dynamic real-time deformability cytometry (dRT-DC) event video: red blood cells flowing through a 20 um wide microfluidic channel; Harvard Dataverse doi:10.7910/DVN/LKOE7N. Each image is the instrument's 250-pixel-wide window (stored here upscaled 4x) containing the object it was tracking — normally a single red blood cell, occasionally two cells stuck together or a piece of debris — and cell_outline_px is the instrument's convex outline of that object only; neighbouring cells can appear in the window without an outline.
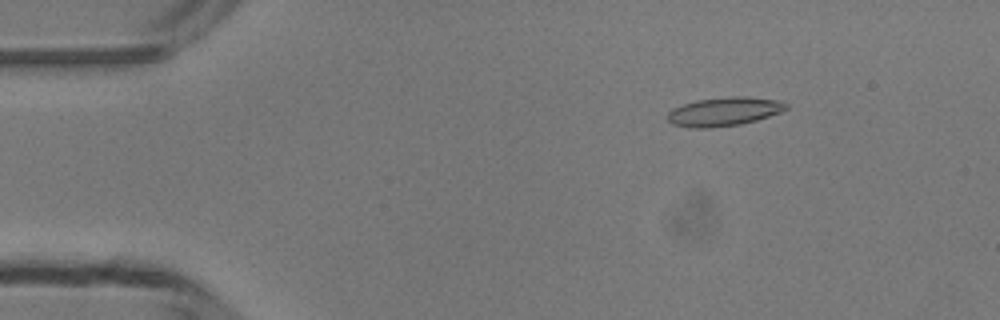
{"species": "common noctule bat (a hibernating species)", "species_latin": "Nyctalus noctula", "temperature_condition": "room temperature", "stored_images_in_passage": 37, "camera_frame_rate_fps": 3000, "um_per_image_px": 0.085, "animal": {"sex": "male", "body_mass_g": 13.3}, "frame": {"image": 1, "passage_image": 7, "time_ms": 2.0, "image_size_px": [1000, 320], "cell_outline_px": [[788, 108], [780, 112], [756, 120], [740, 124], [708, 128], [688, 128], [672, 124], [668, 120], [668, 112], [672, 108], [696, 100], [728, 96], [744, 96], [780, 100], [788, 104]], "centroid_in_image_um": [61.54, 9.48], "position_along_channel_um": 23.5, "area_um2": 19.94}}
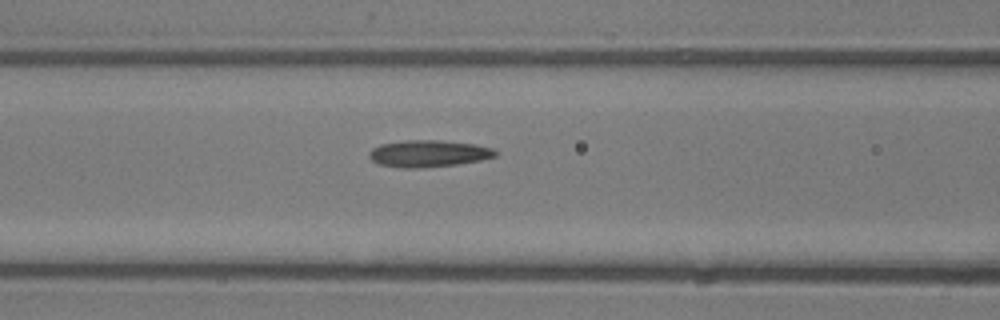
{"frame": {"image": 2, "passage_image": 20, "time_ms": 6.333, "image_size_px": [1000, 320], "cell_outline_px": [[496, 156], [480, 160], [456, 164], [416, 168], [404, 168], [380, 164], [372, 160], [368, 156], [368, 152], [372, 148], [380, 144], [404, 140], [440, 140], [476, 144], [492, 148], [496, 152]], "centroid_in_image_um": [36.39, 13.04], "position_along_channel_um": 130.2, "area_um2": 19.65}}
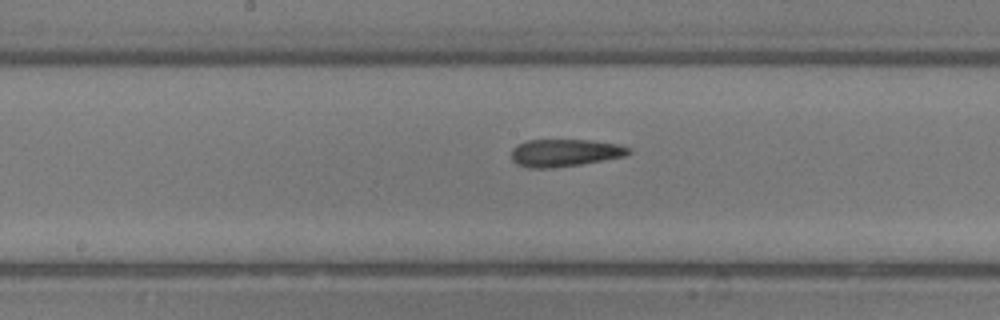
{"frame": {"image": 3, "passage_image": 25, "time_ms": 8.0, "image_size_px": [1000, 320], "cell_outline_px": [[632, 152], [624, 156], [604, 160], [580, 164], [548, 168], [528, 168], [516, 164], [512, 160], [512, 148], [516, 144], [528, 140], [592, 140], [620, 144], [632, 148]], "centroid_in_image_um": [48.02, 12.98], "position_along_channel_um": 200.2, "area_um2": 18.9}}